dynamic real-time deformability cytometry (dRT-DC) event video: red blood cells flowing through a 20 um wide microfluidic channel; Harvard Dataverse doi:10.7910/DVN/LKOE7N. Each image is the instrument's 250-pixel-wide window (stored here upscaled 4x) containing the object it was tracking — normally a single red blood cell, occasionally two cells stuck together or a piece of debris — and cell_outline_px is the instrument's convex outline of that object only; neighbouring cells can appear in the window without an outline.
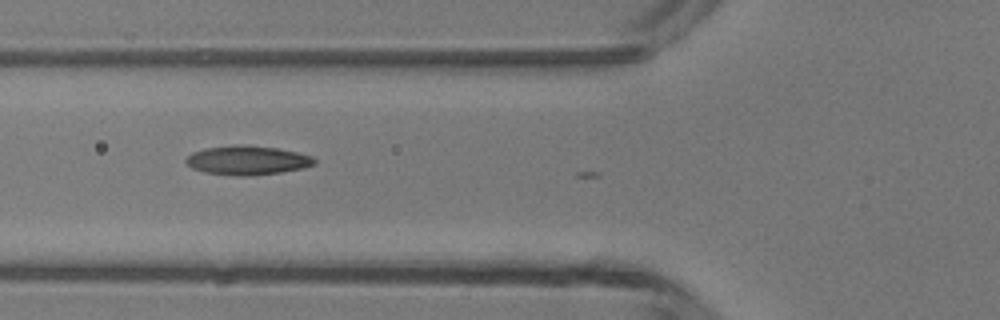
{"species": "common noctule bat (a hibernating species)", "species_latin": "Nyctalus noctula", "temperature_condition": "room temperature", "stored_images_in_passage": 5, "camera_frame_rate_fps": 3000, "um_per_image_px": 0.085, "animal": {"sex": "male", "body_mass_g": 13.3}, "frame": {"image": 1, "passage_image": 2, "time_ms": 0.333, "image_size_px": [1000, 320], "cell_outline_px": [[316, 164], [304, 168], [280, 172], [248, 176], [236, 176], [204, 172], [192, 168], [184, 160], [192, 152], [208, 148], [276, 148], [296, 152], [312, 156], [316, 160]], "centroid_in_image_um": [21.06, 13.69], "position_along_channel_um": 104.7, "area_um2": 20.69}}